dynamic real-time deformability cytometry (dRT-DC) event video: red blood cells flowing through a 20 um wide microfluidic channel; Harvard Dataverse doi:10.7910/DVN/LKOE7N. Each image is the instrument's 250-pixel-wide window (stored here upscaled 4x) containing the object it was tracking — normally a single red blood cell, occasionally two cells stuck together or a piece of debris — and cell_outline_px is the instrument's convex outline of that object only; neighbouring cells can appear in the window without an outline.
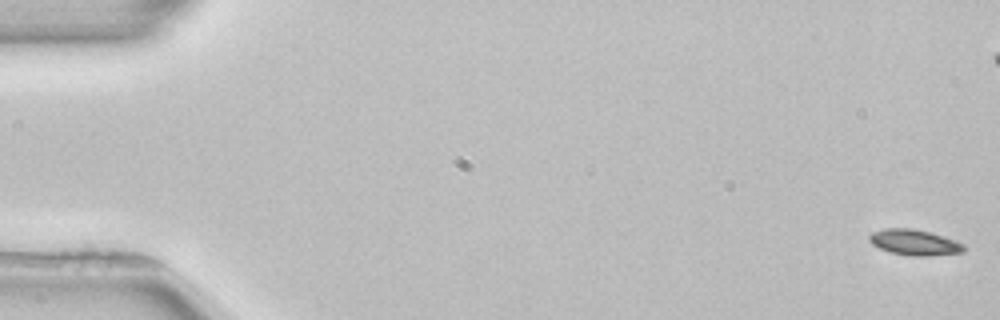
{"species": "common noctule bat (a hibernating species)", "species_latin": "Nyctalus noctula", "temperature_condition": "room temperature", "stored_images_in_passage": 4, "segment_of_instrument_passage": [2, 2], "camera_frame_rate_fps": 3000, "um_per_image_px": 0.085, "animal": {"sex": "female", "body_mass_g": 22.7, "forearm_length_mm": 54.2}, "frame": {"image": 1, "passage_image": 4, "time_ms": 6.0, "image_size_px": [1000, 320], "cell_outline_px": [[968, 248], [964, 252], [928, 256], [912, 256], [892, 252], [880, 248], [872, 244], [868, 240], [868, 236], [872, 232], [884, 228], [912, 228], [932, 232], [956, 240], [964, 244]], "centroid_in_image_um": [77.77, 20.59], "position_along_channel_um": 7.2, "area_um2": 14.39}}